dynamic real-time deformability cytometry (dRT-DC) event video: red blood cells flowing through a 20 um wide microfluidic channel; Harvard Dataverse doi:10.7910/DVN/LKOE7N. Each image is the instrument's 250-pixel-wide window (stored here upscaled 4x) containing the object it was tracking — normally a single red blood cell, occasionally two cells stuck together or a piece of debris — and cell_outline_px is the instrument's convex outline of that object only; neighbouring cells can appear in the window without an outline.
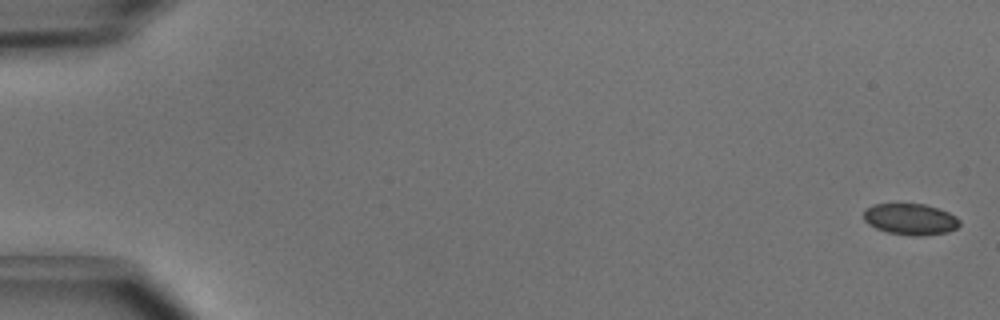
{"species": "common noctule bat (a hibernating species)", "species_latin": "Nyctalus noctula", "temperature_condition": "cold", "stored_images_in_passage": 3, "camera_frame_rate_fps": 3000, "um_per_image_px": 0.085, "animal": {"sex": "male", "body_mass_g": 15.6}, "frame": {"image": 1, "passage_image": 1, "time_ms": 0.0, "image_size_px": [1000, 320], "cell_outline_px": [[960, 224], [956, 228], [948, 232], [924, 236], [912, 236], [888, 232], [876, 228], [868, 224], [864, 220], [864, 208], [872, 204], [924, 204], [948, 212], [956, 216], [960, 220]], "centroid_in_image_um": [77.38, 18.63], "position_along_channel_um": 7.6, "area_um2": 17.57}}